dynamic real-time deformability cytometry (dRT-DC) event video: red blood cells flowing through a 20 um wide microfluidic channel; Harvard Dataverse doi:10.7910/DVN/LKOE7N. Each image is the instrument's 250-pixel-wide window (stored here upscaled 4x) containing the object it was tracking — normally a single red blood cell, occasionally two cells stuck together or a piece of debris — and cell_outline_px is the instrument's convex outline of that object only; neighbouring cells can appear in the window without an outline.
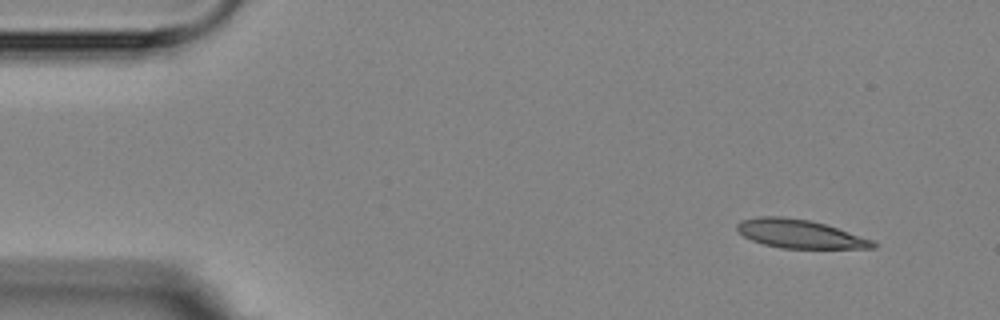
{"species": "Egyptian fruit bat (a non-hibernating species)", "species_latin": "Rousettus aegyptiacus", "temperature_condition": "room temperature", "stored_images_in_passage": 4, "camera_frame_rate_fps": 3000, "um_per_image_px": 0.085, "animal": {"sex": "female"}, "frame": {"image": 1, "passage_image": 1, "time_ms": 0.0, "image_size_px": [1000, 320], "cell_outline_px": [[876, 248], [780, 248], [764, 244], [752, 240], [744, 236], [736, 228], [736, 224], [740, 220], [760, 216], [780, 216], [808, 220], [824, 224], [872, 240], [876, 244]], "centroid_in_image_um": [67.92, 19.88], "position_along_channel_um": 17.1, "area_um2": 22.25}}
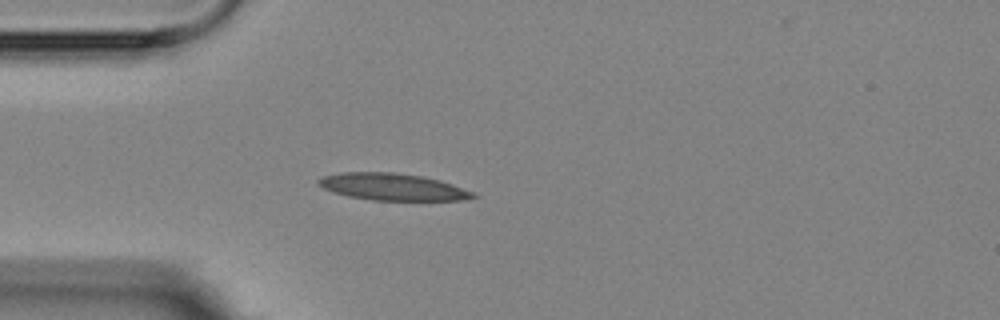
{"frame": {"image": 2, "passage_image": 4, "time_ms": 3.333, "image_size_px": [1000, 320], "cell_outline_px": [[476, 196], [460, 200], [372, 200], [348, 196], [332, 192], [316, 184], [316, 180], [324, 176], [340, 172], [392, 172], [420, 176], [440, 180], [452, 184], [472, 192]], "centroid_in_image_um": [33.29, 15.88], "position_along_channel_um": 51.7, "area_um2": 24.04}}